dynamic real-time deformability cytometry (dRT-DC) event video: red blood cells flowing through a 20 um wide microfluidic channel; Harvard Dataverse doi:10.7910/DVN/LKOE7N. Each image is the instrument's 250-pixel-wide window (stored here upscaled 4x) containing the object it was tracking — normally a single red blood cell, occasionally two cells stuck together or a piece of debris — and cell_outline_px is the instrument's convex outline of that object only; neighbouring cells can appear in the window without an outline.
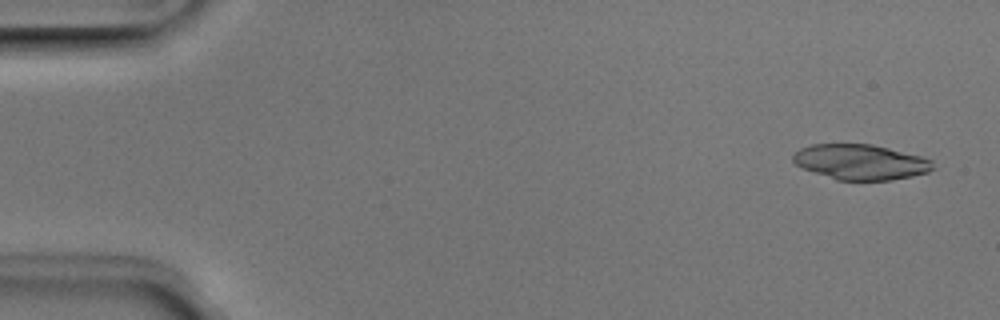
{"species": "Egyptian fruit bat (a non-hibernating species)", "species_latin": "Rousettus aegyptiacus", "temperature_condition": "room temperature", "stored_images_in_passage": 6, "camera_frame_rate_fps": 3000, "um_per_image_px": 0.085, "animal": {"sex": "male"}, "frame": {"image": 1, "passage_image": 1, "time_ms": 0.0, "image_size_px": [1000, 320], "cell_outline_px": [[936, 168], [928, 172], [912, 176], [892, 180], [836, 180], [804, 168], [796, 164], [792, 160], [792, 156], [800, 148], [812, 144], [872, 144], [920, 156], [932, 160]], "centroid_in_image_um": [73.17, 13.77], "position_along_channel_um": 11.8, "area_um2": 28.67}}
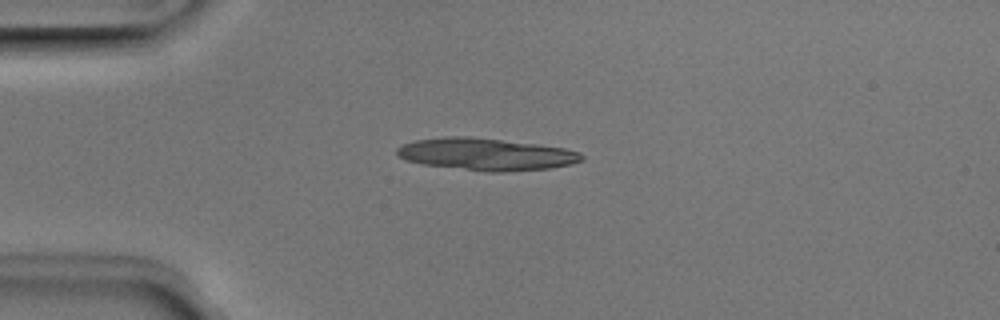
{"frame": {"image": 2, "passage_image": 4, "time_ms": 1.0, "image_size_px": [1000, 320], "cell_outline_px": [[584, 160], [572, 164], [548, 168], [504, 172], [488, 172], [420, 164], [408, 160], [400, 156], [396, 152], [396, 148], [404, 144], [416, 140], [444, 136], [468, 136], [536, 144], [564, 148], [580, 152], [584, 156]], "centroid_in_image_um": [41.33, 13.11], "position_along_channel_um": 43.7, "area_um2": 34.56}}